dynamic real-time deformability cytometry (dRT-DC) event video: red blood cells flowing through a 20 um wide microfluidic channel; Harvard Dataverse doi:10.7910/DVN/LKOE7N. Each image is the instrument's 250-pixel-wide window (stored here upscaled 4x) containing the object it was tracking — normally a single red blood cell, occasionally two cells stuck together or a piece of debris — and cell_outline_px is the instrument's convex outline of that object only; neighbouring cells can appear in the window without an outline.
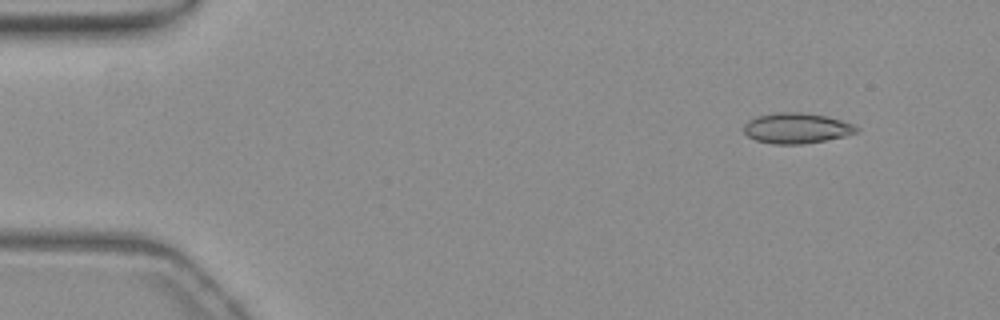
{"species": "common noctule bat (a hibernating species)", "species_latin": "Nyctalus noctula", "temperature_condition": "warm", "stored_images_in_passage": 7, "camera_frame_rate_fps": 3000, "um_per_image_px": 0.085, "animal": {"sex": "female", "body_mass_g": 19.3, "forearm_length_mm": 54.1}, "frame": {"image": 1, "passage_image": 1, "time_ms": 0.0, "image_size_px": [1000, 320], "cell_outline_px": [[860, 128], [856, 132], [844, 136], [824, 140], [800, 144], [772, 144], [756, 140], [748, 136], [744, 132], [744, 128], [748, 120], [756, 116], [776, 112], [804, 112], [828, 116], [852, 124]], "centroid_in_image_um": [67.69, 10.88], "position_along_channel_um": 17.3, "area_um2": 19.94}}